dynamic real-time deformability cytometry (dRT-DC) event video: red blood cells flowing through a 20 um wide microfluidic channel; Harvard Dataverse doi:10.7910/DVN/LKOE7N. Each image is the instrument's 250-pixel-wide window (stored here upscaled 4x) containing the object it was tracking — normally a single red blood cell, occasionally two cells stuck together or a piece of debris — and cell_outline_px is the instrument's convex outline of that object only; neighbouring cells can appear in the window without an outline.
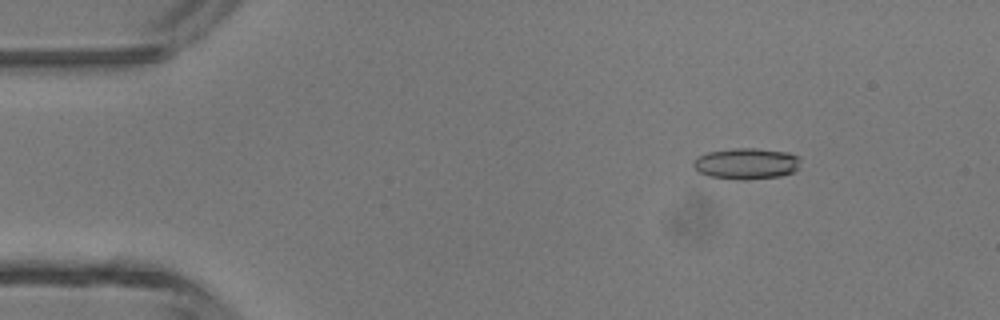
{"species": "common noctule bat (a hibernating species)", "species_latin": "Nyctalus noctula", "temperature_condition": "room temperature", "stored_images_in_passage": 27, "camera_frame_rate_fps": 3000, "um_per_image_px": 0.085, "animal": {"sex": "male", "body_mass_g": 13.3}, "frame": {"image": 1, "passage_image": 7, "time_ms": 2.0, "image_size_px": [1000, 320], "cell_outline_px": [[800, 168], [792, 172], [780, 176], [744, 180], [740, 180], [708, 176], [700, 172], [692, 164], [692, 160], [696, 156], [708, 152], [732, 148], [756, 148], [788, 152], [800, 156]], "centroid_in_image_um": [63.45, 13.9], "position_along_channel_um": 21.5, "area_um2": 19.71}}
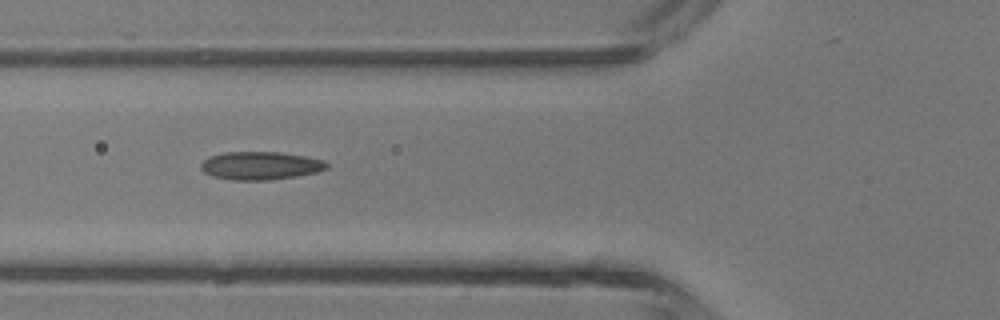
{"frame": {"image": 2, "passage_image": 18, "time_ms": 5.667, "image_size_px": [1000, 320], "cell_outline_px": [[328, 168], [316, 172], [296, 176], [268, 180], [236, 180], [212, 176], [204, 172], [200, 168], [200, 164], [204, 160], [212, 156], [224, 152], [280, 152], [304, 156], [324, 160], [328, 164]], "centroid_in_image_um": [22.14, 14.08], "position_along_channel_um": 103.7, "area_um2": 20.46}}
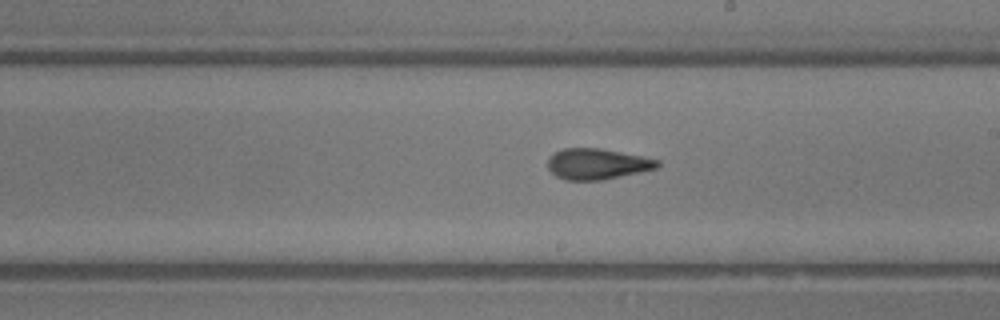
{"frame": {"image": 3, "passage_image": 27, "time_ms": 8.667, "image_size_px": [1000, 320], "cell_outline_px": [[660, 164], [656, 168], [620, 176], [600, 180], [564, 180], [556, 176], [548, 168], [548, 156], [564, 148], [600, 148], [660, 160]], "centroid_in_image_um": [50.72, 13.93], "position_along_channel_um": 238.3, "area_um2": 19.48}}